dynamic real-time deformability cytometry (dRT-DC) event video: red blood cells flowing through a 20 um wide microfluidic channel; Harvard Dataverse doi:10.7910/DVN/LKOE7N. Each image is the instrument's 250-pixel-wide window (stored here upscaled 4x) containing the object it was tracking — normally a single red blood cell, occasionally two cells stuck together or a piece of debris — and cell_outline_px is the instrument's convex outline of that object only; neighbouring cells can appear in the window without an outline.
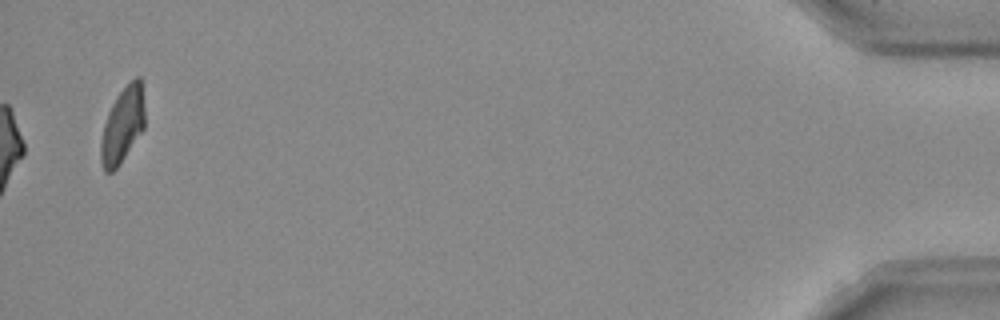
{"species": "Egyptian fruit bat (a non-hibernating species)", "species_latin": "Rousettus aegyptiacus", "temperature_condition": "room temperature", "stored_images_in_passage": 48, "camera_frame_rate_fps": 3000, "um_per_image_px": 0.085, "frame": {"image": 1, "passage_image": 48, "time_ms": 15.667, "image_size_px": [1000, 320], "cell_outline_px": [[144, 128], [120, 164], [112, 172], [104, 172], [100, 160], [100, 144], [104, 124], [108, 112], [116, 96], [136, 76], [140, 76], [144, 108]], "centroid_in_image_um": [10.4, 10.67], "position_along_channel_um": 424.8, "area_um2": 19.19}, "authors_computed_cell_mechanics": {"area_um2": 21.3571, "velocity_mm_per_s": 3.91, "shape_relaxation_time_tau1_ms": 2.8146, "shape_relaxation_time_tau2_ms": null, "deformation_change_tau1": 0.1034, "deformation_change_tau2": null}}